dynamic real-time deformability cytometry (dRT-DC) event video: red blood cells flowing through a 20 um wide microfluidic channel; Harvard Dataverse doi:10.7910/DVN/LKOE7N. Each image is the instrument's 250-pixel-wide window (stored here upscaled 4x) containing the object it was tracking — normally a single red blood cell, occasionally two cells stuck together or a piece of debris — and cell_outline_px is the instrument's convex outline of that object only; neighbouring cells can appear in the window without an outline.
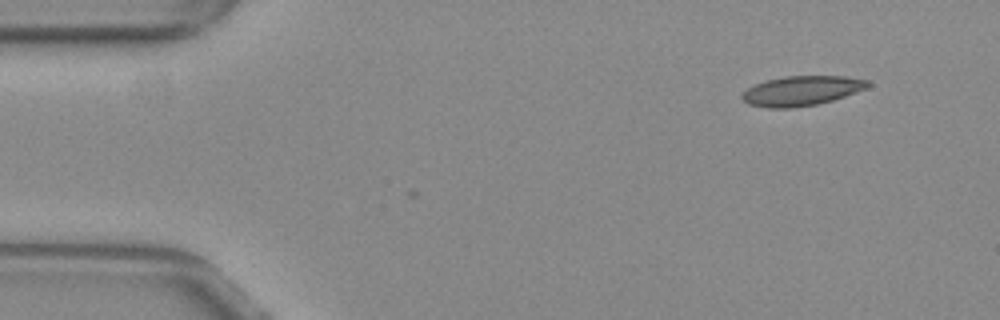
{"species": "common noctule bat (a hibernating species)", "species_latin": "Nyctalus noctula", "temperature_condition": "warm", "stored_images_in_passage": 4, "camera_frame_rate_fps": 3000, "um_per_image_px": 0.085, "animal": {"sex": "female", "body_mass_g": 29.2, "forearm_length_mm": 56.3}, "frame": {"image": 1, "passage_image": 1, "time_ms": 0.0, "image_size_px": [1000, 320], "cell_outline_px": [[872, 84], [864, 88], [844, 96], [832, 100], [816, 104], [792, 108], [768, 108], [748, 104], [740, 96], [748, 88], [756, 84], [768, 80], [784, 76], [848, 76], [868, 80]], "centroid_in_image_um": [68.13, 7.71], "position_along_channel_um": 16.9, "area_um2": 21.56}}